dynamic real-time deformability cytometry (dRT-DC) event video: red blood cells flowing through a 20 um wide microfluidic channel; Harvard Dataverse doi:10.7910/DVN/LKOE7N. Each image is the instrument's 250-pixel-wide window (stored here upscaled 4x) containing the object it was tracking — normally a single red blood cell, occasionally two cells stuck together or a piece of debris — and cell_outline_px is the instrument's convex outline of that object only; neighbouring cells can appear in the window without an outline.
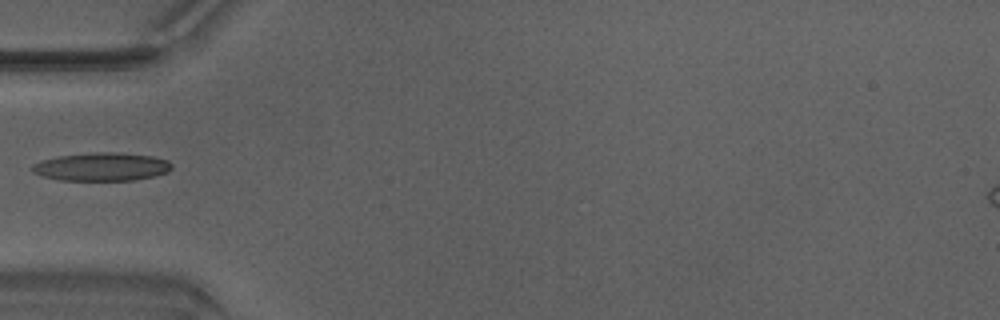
{"species": "Egyptian fruit bat (a non-hibernating species)", "species_latin": "Rousettus aegyptiacus", "temperature_condition": "warm", "stored_images_in_passage": 33, "camera_frame_rate_fps": 3000, "um_per_image_px": 0.085, "animal": {"sex": "male"}, "frame": {"image": 1, "passage_image": 1, "time_ms": 0.0, "image_size_px": [1000, 320], "cell_outline_px": [[172, 168], [168, 172], [156, 176], [132, 180], [60, 180], [44, 176], [32, 172], [32, 164], [40, 160], [56, 156], [96, 152], [116, 152], [152, 156], [168, 160], [172, 164]], "centroid_in_image_um": [8.65, 14.17], "position_along_channel_um": 76.4, "area_um2": 23.06}}
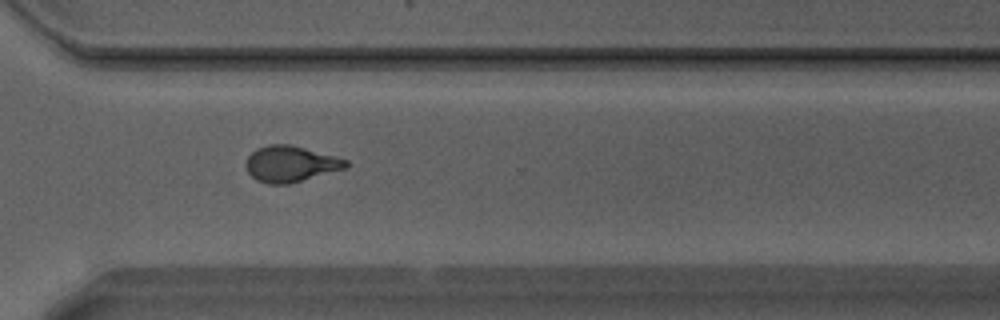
{"frame": {"image": 2, "passage_image": 20, "time_ms": 6.333, "image_size_px": [1000, 320], "cell_outline_px": [[348, 168], [288, 184], [268, 184], [256, 180], [248, 172], [248, 156], [256, 148], [268, 144], [288, 144], [336, 156], [348, 160]], "centroid_in_image_um": [24.73, 13.93], "position_along_channel_um": 345.9, "area_um2": 20.87}}
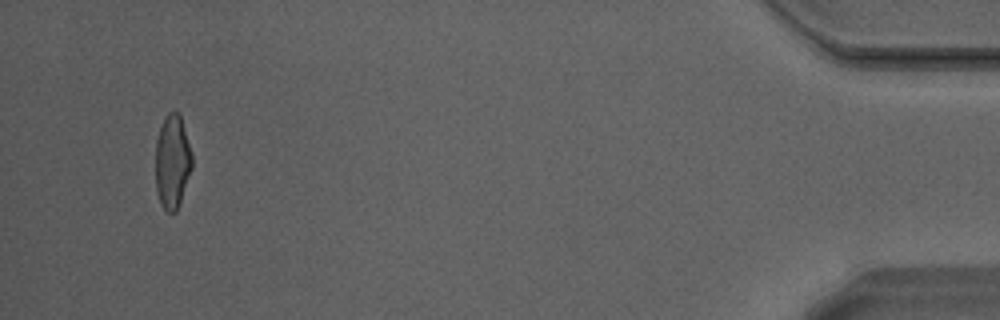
{"frame": {"image": 3, "passage_image": 31, "time_ms": 10.0, "image_size_px": [1000, 320], "cell_outline_px": [[192, 168], [176, 212], [168, 212], [160, 204], [156, 192], [156, 140], [160, 128], [168, 112], [180, 112], [192, 152]], "centroid_in_image_um": [14.66, 13.73], "position_along_channel_um": 420.5, "area_um2": 20.0}}